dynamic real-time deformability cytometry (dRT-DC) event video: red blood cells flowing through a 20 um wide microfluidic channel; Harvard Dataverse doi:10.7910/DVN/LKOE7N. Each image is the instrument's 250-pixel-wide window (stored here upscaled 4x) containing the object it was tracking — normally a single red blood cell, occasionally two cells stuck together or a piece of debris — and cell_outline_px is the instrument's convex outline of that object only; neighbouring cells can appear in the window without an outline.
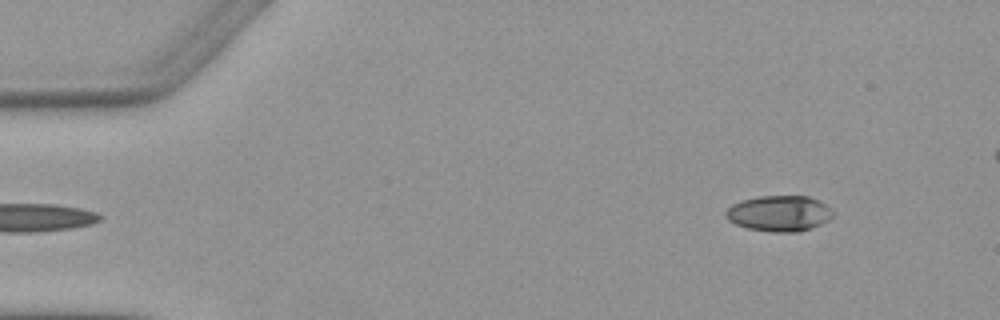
{"species": "Egyptian fruit bat (a non-hibernating species)", "species_latin": "Rousettus aegyptiacus", "temperature_condition": "warm", "stored_images_in_passage": 6, "segment_of_instrument_passage": [2, 2], "camera_frame_rate_fps": 3000, "um_per_image_px": 0.085, "animal": {"sex": "female"}, "frame": {"image": 1, "passage_image": 6, "time_ms": 6.0, "image_size_px": [1000, 320], "cell_outline_px": [[832, 216], [828, 220], [812, 228], [796, 232], [772, 232], [748, 228], [736, 224], [728, 220], [724, 216], [724, 212], [732, 204], [744, 200], [760, 196], [808, 196], [824, 204], [832, 212]], "centroid_in_image_um": [66.19, 18.15], "position_along_channel_um": 18.8, "area_um2": 22.08}}